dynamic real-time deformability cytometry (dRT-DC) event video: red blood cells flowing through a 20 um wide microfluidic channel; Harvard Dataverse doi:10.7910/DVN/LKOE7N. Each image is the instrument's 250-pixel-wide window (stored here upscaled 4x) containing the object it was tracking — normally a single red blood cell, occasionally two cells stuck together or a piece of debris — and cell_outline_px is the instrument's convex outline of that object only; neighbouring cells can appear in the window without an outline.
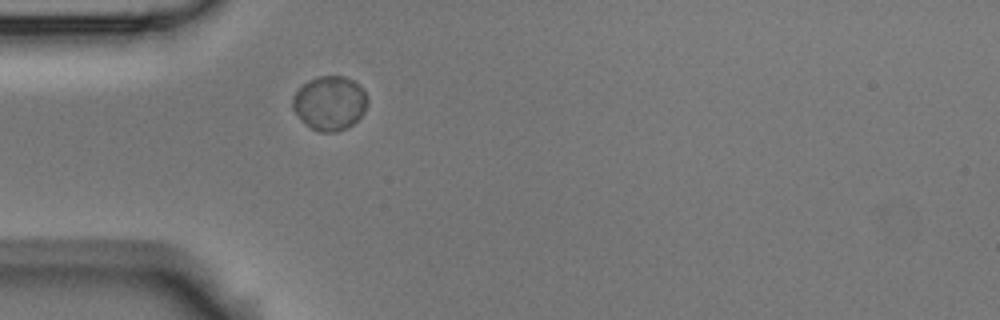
{"species": "Egyptian fruit bat (a non-hibernating species)", "species_latin": "Rousettus aegyptiacus", "temperature_condition": "room temperature", "stored_images_in_passage": 1, "camera_frame_rate_fps": 3000, "um_per_image_px": 0.085, "animal": {"sex": "male"}, "frame": {"image": 1, "passage_image": 1, "time_ms": 0.0, "image_size_px": [1000, 320], "cell_outline_px": [[368, 100], [364, 112], [352, 124], [336, 132], [320, 132], [312, 128], [292, 108], [292, 96], [308, 80], [320, 76], [344, 76], [352, 80], [368, 96]], "centroid_in_image_um": [28.03, 8.75], "position_along_channel_um": 57.0, "area_um2": 23.12}}